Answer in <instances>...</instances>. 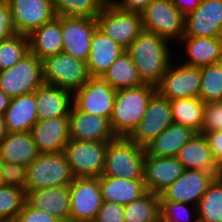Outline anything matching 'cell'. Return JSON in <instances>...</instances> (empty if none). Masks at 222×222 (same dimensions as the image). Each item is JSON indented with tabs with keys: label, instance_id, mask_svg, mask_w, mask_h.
Masks as SVG:
<instances>
[{
	"label": "cell",
	"instance_id": "1",
	"mask_svg": "<svg viewBox=\"0 0 222 222\" xmlns=\"http://www.w3.org/2000/svg\"><path fill=\"white\" fill-rule=\"evenodd\" d=\"M169 42V43H168ZM171 42L143 31L126 49L143 84L158 87L171 61Z\"/></svg>",
	"mask_w": 222,
	"mask_h": 222
},
{
	"label": "cell",
	"instance_id": "2",
	"mask_svg": "<svg viewBox=\"0 0 222 222\" xmlns=\"http://www.w3.org/2000/svg\"><path fill=\"white\" fill-rule=\"evenodd\" d=\"M157 88L143 84L116 91L110 124L116 137L128 138L143 118Z\"/></svg>",
	"mask_w": 222,
	"mask_h": 222
},
{
	"label": "cell",
	"instance_id": "3",
	"mask_svg": "<svg viewBox=\"0 0 222 222\" xmlns=\"http://www.w3.org/2000/svg\"><path fill=\"white\" fill-rule=\"evenodd\" d=\"M145 148L129 138L117 137L108 142L102 175L125 179H143Z\"/></svg>",
	"mask_w": 222,
	"mask_h": 222
},
{
	"label": "cell",
	"instance_id": "4",
	"mask_svg": "<svg viewBox=\"0 0 222 222\" xmlns=\"http://www.w3.org/2000/svg\"><path fill=\"white\" fill-rule=\"evenodd\" d=\"M74 180L71 167L63 152L40 153L27 167V188L29 190L69 185Z\"/></svg>",
	"mask_w": 222,
	"mask_h": 222
},
{
	"label": "cell",
	"instance_id": "5",
	"mask_svg": "<svg viewBox=\"0 0 222 222\" xmlns=\"http://www.w3.org/2000/svg\"><path fill=\"white\" fill-rule=\"evenodd\" d=\"M96 21L97 28L124 49L144 31L140 13L123 11L111 1L105 3Z\"/></svg>",
	"mask_w": 222,
	"mask_h": 222
},
{
	"label": "cell",
	"instance_id": "6",
	"mask_svg": "<svg viewBox=\"0 0 222 222\" xmlns=\"http://www.w3.org/2000/svg\"><path fill=\"white\" fill-rule=\"evenodd\" d=\"M43 82L71 91L81 88L91 77L87 64L65 53L42 60Z\"/></svg>",
	"mask_w": 222,
	"mask_h": 222
},
{
	"label": "cell",
	"instance_id": "7",
	"mask_svg": "<svg viewBox=\"0 0 222 222\" xmlns=\"http://www.w3.org/2000/svg\"><path fill=\"white\" fill-rule=\"evenodd\" d=\"M108 142L69 140L63 153L74 178H98L105 166Z\"/></svg>",
	"mask_w": 222,
	"mask_h": 222
},
{
	"label": "cell",
	"instance_id": "8",
	"mask_svg": "<svg viewBox=\"0 0 222 222\" xmlns=\"http://www.w3.org/2000/svg\"><path fill=\"white\" fill-rule=\"evenodd\" d=\"M141 16L145 31L155 33L172 43L174 39V42H180L184 36L185 16L172 0H153Z\"/></svg>",
	"mask_w": 222,
	"mask_h": 222
},
{
	"label": "cell",
	"instance_id": "9",
	"mask_svg": "<svg viewBox=\"0 0 222 222\" xmlns=\"http://www.w3.org/2000/svg\"><path fill=\"white\" fill-rule=\"evenodd\" d=\"M43 83L42 61L32 53L0 71V89L10 98L34 92Z\"/></svg>",
	"mask_w": 222,
	"mask_h": 222
},
{
	"label": "cell",
	"instance_id": "10",
	"mask_svg": "<svg viewBox=\"0 0 222 222\" xmlns=\"http://www.w3.org/2000/svg\"><path fill=\"white\" fill-rule=\"evenodd\" d=\"M69 188V222L95 221L103 203L99 179L74 178Z\"/></svg>",
	"mask_w": 222,
	"mask_h": 222
},
{
	"label": "cell",
	"instance_id": "11",
	"mask_svg": "<svg viewBox=\"0 0 222 222\" xmlns=\"http://www.w3.org/2000/svg\"><path fill=\"white\" fill-rule=\"evenodd\" d=\"M116 91L102 77H90L73 92V106L82 112L110 120Z\"/></svg>",
	"mask_w": 222,
	"mask_h": 222
},
{
	"label": "cell",
	"instance_id": "12",
	"mask_svg": "<svg viewBox=\"0 0 222 222\" xmlns=\"http://www.w3.org/2000/svg\"><path fill=\"white\" fill-rule=\"evenodd\" d=\"M172 123L170 100L157 91L152 96L143 118L128 138L138 146L145 148Z\"/></svg>",
	"mask_w": 222,
	"mask_h": 222
},
{
	"label": "cell",
	"instance_id": "13",
	"mask_svg": "<svg viewBox=\"0 0 222 222\" xmlns=\"http://www.w3.org/2000/svg\"><path fill=\"white\" fill-rule=\"evenodd\" d=\"M178 65V66H177ZM170 62L157 91L168 100L199 98L201 86L200 67Z\"/></svg>",
	"mask_w": 222,
	"mask_h": 222
},
{
	"label": "cell",
	"instance_id": "14",
	"mask_svg": "<svg viewBox=\"0 0 222 222\" xmlns=\"http://www.w3.org/2000/svg\"><path fill=\"white\" fill-rule=\"evenodd\" d=\"M61 22L63 53L86 62L89 56L96 19L56 16Z\"/></svg>",
	"mask_w": 222,
	"mask_h": 222
},
{
	"label": "cell",
	"instance_id": "15",
	"mask_svg": "<svg viewBox=\"0 0 222 222\" xmlns=\"http://www.w3.org/2000/svg\"><path fill=\"white\" fill-rule=\"evenodd\" d=\"M6 1L10 6L15 32L21 35H30L33 31L56 17L52 0Z\"/></svg>",
	"mask_w": 222,
	"mask_h": 222
},
{
	"label": "cell",
	"instance_id": "16",
	"mask_svg": "<svg viewBox=\"0 0 222 222\" xmlns=\"http://www.w3.org/2000/svg\"><path fill=\"white\" fill-rule=\"evenodd\" d=\"M215 178L211 172L185 169L182 175L159 195L160 201L183 202L197 206Z\"/></svg>",
	"mask_w": 222,
	"mask_h": 222
},
{
	"label": "cell",
	"instance_id": "17",
	"mask_svg": "<svg viewBox=\"0 0 222 222\" xmlns=\"http://www.w3.org/2000/svg\"><path fill=\"white\" fill-rule=\"evenodd\" d=\"M184 36L222 38V0H201L185 15Z\"/></svg>",
	"mask_w": 222,
	"mask_h": 222
},
{
	"label": "cell",
	"instance_id": "18",
	"mask_svg": "<svg viewBox=\"0 0 222 222\" xmlns=\"http://www.w3.org/2000/svg\"><path fill=\"white\" fill-rule=\"evenodd\" d=\"M68 120L70 140L111 142L117 138L107 118L82 112L72 106Z\"/></svg>",
	"mask_w": 222,
	"mask_h": 222
},
{
	"label": "cell",
	"instance_id": "19",
	"mask_svg": "<svg viewBox=\"0 0 222 222\" xmlns=\"http://www.w3.org/2000/svg\"><path fill=\"white\" fill-rule=\"evenodd\" d=\"M183 164L174 157L145 156L143 181L147 191L160 195L184 172Z\"/></svg>",
	"mask_w": 222,
	"mask_h": 222
},
{
	"label": "cell",
	"instance_id": "20",
	"mask_svg": "<svg viewBox=\"0 0 222 222\" xmlns=\"http://www.w3.org/2000/svg\"><path fill=\"white\" fill-rule=\"evenodd\" d=\"M39 153H60L70 140L68 116L38 119L30 130Z\"/></svg>",
	"mask_w": 222,
	"mask_h": 222
},
{
	"label": "cell",
	"instance_id": "21",
	"mask_svg": "<svg viewBox=\"0 0 222 222\" xmlns=\"http://www.w3.org/2000/svg\"><path fill=\"white\" fill-rule=\"evenodd\" d=\"M25 202L37 210L47 212L61 222H69V185L29 190L26 192Z\"/></svg>",
	"mask_w": 222,
	"mask_h": 222
},
{
	"label": "cell",
	"instance_id": "22",
	"mask_svg": "<svg viewBox=\"0 0 222 222\" xmlns=\"http://www.w3.org/2000/svg\"><path fill=\"white\" fill-rule=\"evenodd\" d=\"M124 49L116 41L96 28L90 44L89 56L86 61L91 77H102L110 65L123 53Z\"/></svg>",
	"mask_w": 222,
	"mask_h": 222
},
{
	"label": "cell",
	"instance_id": "23",
	"mask_svg": "<svg viewBox=\"0 0 222 222\" xmlns=\"http://www.w3.org/2000/svg\"><path fill=\"white\" fill-rule=\"evenodd\" d=\"M38 119L48 120L69 116L73 106V93L55 85L43 83L35 90Z\"/></svg>",
	"mask_w": 222,
	"mask_h": 222
},
{
	"label": "cell",
	"instance_id": "24",
	"mask_svg": "<svg viewBox=\"0 0 222 222\" xmlns=\"http://www.w3.org/2000/svg\"><path fill=\"white\" fill-rule=\"evenodd\" d=\"M98 179L103 202L126 205L148 192L143 179H125L105 175L99 176Z\"/></svg>",
	"mask_w": 222,
	"mask_h": 222
},
{
	"label": "cell",
	"instance_id": "25",
	"mask_svg": "<svg viewBox=\"0 0 222 222\" xmlns=\"http://www.w3.org/2000/svg\"><path fill=\"white\" fill-rule=\"evenodd\" d=\"M35 91L10 99L4 113L7 132H28L38 121Z\"/></svg>",
	"mask_w": 222,
	"mask_h": 222
},
{
	"label": "cell",
	"instance_id": "26",
	"mask_svg": "<svg viewBox=\"0 0 222 222\" xmlns=\"http://www.w3.org/2000/svg\"><path fill=\"white\" fill-rule=\"evenodd\" d=\"M187 62L182 64L190 67H202L222 61L221 37H191L183 36Z\"/></svg>",
	"mask_w": 222,
	"mask_h": 222
},
{
	"label": "cell",
	"instance_id": "27",
	"mask_svg": "<svg viewBox=\"0 0 222 222\" xmlns=\"http://www.w3.org/2000/svg\"><path fill=\"white\" fill-rule=\"evenodd\" d=\"M30 131L8 132L0 142V159L28 167L39 155Z\"/></svg>",
	"mask_w": 222,
	"mask_h": 222
},
{
	"label": "cell",
	"instance_id": "28",
	"mask_svg": "<svg viewBox=\"0 0 222 222\" xmlns=\"http://www.w3.org/2000/svg\"><path fill=\"white\" fill-rule=\"evenodd\" d=\"M177 159L183 164L184 169H195L219 175L220 167L215 163L208 142L202 133L194 136L181 147Z\"/></svg>",
	"mask_w": 222,
	"mask_h": 222
},
{
	"label": "cell",
	"instance_id": "29",
	"mask_svg": "<svg viewBox=\"0 0 222 222\" xmlns=\"http://www.w3.org/2000/svg\"><path fill=\"white\" fill-rule=\"evenodd\" d=\"M191 128L172 123L154 138L146 147L147 156L174 157L195 134Z\"/></svg>",
	"mask_w": 222,
	"mask_h": 222
},
{
	"label": "cell",
	"instance_id": "30",
	"mask_svg": "<svg viewBox=\"0 0 222 222\" xmlns=\"http://www.w3.org/2000/svg\"><path fill=\"white\" fill-rule=\"evenodd\" d=\"M28 39L30 53L41 61L63 52L61 22L56 17L33 31Z\"/></svg>",
	"mask_w": 222,
	"mask_h": 222
},
{
	"label": "cell",
	"instance_id": "31",
	"mask_svg": "<svg viewBox=\"0 0 222 222\" xmlns=\"http://www.w3.org/2000/svg\"><path fill=\"white\" fill-rule=\"evenodd\" d=\"M102 78L115 90L143 85L130 54L123 52L103 74Z\"/></svg>",
	"mask_w": 222,
	"mask_h": 222
},
{
	"label": "cell",
	"instance_id": "32",
	"mask_svg": "<svg viewBox=\"0 0 222 222\" xmlns=\"http://www.w3.org/2000/svg\"><path fill=\"white\" fill-rule=\"evenodd\" d=\"M170 104L174 123L201 133L205 103L200 98H177Z\"/></svg>",
	"mask_w": 222,
	"mask_h": 222
},
{
	"label": "cell",
	"instance_id": "33",
	"mask_svg": "<svg viewBox=\"0 0 222 222\" xmlns=\"http://www.w3.org/2000/svg\"><path fill=\"white\" fill-rule=\"evenodd\" d=\"M125 222H160V196L148 191L124 205Z\"/></svg>",
	"mask_w": 222,
	"mask_h": 222
},
{
	"label": "cell",
	"instance_id": "34",
	"mask_svg": "<svg viewBox=\"0 0 222 222\" xmlns=\"http://www.w3.org/2000/svg\"><path fill=\"white\" fill-rule=\"evenodd\" d=\"M198 222H222V180L216 177L197 204Z\"/></svg>",
	"mask_w": 222,
	"mask_h": 222
},
{
	"label": "cell",
	"instance_id": "35",
	"mask_svg": "<svg viewBox=\"0 0 222 222\" xmlns=\"http://www.w3.org/2000/svg\"><path fill=\"white\" fill-rule=\"evenodd\" d=\"M106 0H52L56 16L96 19Z\"/></svg>",
	"mask_w": 222,
	"mask_h": 222
},
{
	"label": "cell",
	"instance_id": "36",
	"mask_svg": "<svg viewBox=\"0 0 222 222\" xmlns=\"http://www.w3.org/2000/svg\"><path fill=\"white\" fill-rule=\"evenodd\" d=\"M199 98L204 102L222 101V61L200 67Z\"/></svg>",
	"mask_w": 222,
	"mask_h": 222
},
{
	"label": "cell",
	"instance_id": "37",
	"mask_svg": "<svg viewBox=\"0 0 222 222\" xmlns=\"http://www.w3.org/2000/svg\"><path fill=\"white\" fill-rule=\"evenodd\" d=\"M30 53L26 35L15 33L0 42V71L9 69Z\"/></svg>",
	"mask_w": 222,
	"mask_h": 222
},
{
	"label": "cell",
	"instance_id": "38",
	"mask_svg": "<svg viewBox=\"0 0 222 222\" xmlns=\"http://www.w3.org/2000/svg\"><path fill=\"white\" fill-rule=\"evenodd\" d=\"M25 199L24 190L12 186H0V221L15 222Z\"/></svg>",
	"mask_w": 222,
	"mask_h": 222
},
{
	"label": "cell",
	"instance_id": "39",
	"mask_svg": "<svg viewBox=\"0 0 222 222\" xmlns=\"http://www.w3.org/2000/svg\"><path fill=\"white\" fill-rule=\"evenodd\" d=\"M192 209L194 210V213ZM193 214L196 216H193ZM191 221L198 222L197 206L183 202L160 201V222Z\"/></svg>",
	"mask_w": 222,
	"mask_h": 222
},
{
	"label": "cell",
	"instance_id": "40",
	"mask_svg": "<svg viewBox=\"0 0 222 222\" xmlns=\"http://www.w3.org/2000/svg\"><path fill=\"white\" fill-rule=\"evenodd\" d=\"M3 185L17 187L22 190L27 188V167L20 164L3 162Z\"/></svg>",
	"mask_w": 222,
	"mask_h": 222
},
{
	"label": "cell",
	"instance_id": "41",
	"mask_svg": "<svg viewBox=\"0 0 222 222\" xmlns=\"http://www.w3.org/2000/svg\"><path fill=\"white\" fill-rule=\"evenodd\" d=\"M222 130V101L205 103L201 133Z\"/></svg>",
	"mask_w": 222,
	"mask_h": 222
},
{
	"label": "cell",
	"instance_id": "42",
	"mask_svg": "<svg viewBox=\"0 0 222 222\" xmlns=\"http://www.w3.org/2000/svg\"><path fill=\"white\" fill-rule=\"evenodd\" d=\"M96 222H125L124 205L103 202L95 219Z\"/></svg>",
	"mask_w": 222,
	"mask_h": 222
},
{
	"label": "cell",
	"instance_id": "43",
	"mask_svg": "<svg viewBox=\"0 0 222 222\" xmlns=\"http://www.w3.org/2000/svg\"><path fill=\"white\" fill-rule=\"evenodd\" d=\"M15 222H61V221L51 216L45 211H40L31 207L25 202Z\"/></svg>",
	"mask_w": 222,
	"mask_h": 222
},
{
	"label": "cell",
	"instance_id": "44",
	"mask_svg": "<svg viewBox=\"0 0 222 222\" xmlns=\"http://www.w3.org/2000/svg\"><path fill=\"white\" fill-rule=\"evenodd\" d=\"M15 33L10 6L6 0H0V42Z\"/></svg>",
	"mask_w": 222,
	"mask_h": 222
},
{
	"label": "cell",
	"instance_id": "45",
	"mask_svg": "<svg viewBox=\"0 0 222 222\" xmlns=\"http://www.w3.org/2000/svg\"><path fill=\"white\" fill-rule=\"evenodd\" d=\"M203 135L208 142L215 163L222 167V130L206 131Z\"/></svg>",
	"mask_w": 222,
	"mask_h": 222
},
{
	"label": "cell",
	"instance_id": "46",
	"mask_svg": "<svg viewBox=\"0 0 222 222\" xmlns=\"http://www.w3.org/2000/svg\"><path fill=\"white\" fill-rule=\"evenodd\" d=\"M153 0H112L119 9L127 12L142 13Z\"/></svg>",
	"mask_w": 222,
	"mask_h": 222
},
{
	"label": "cell",
	"instance_id": "47",
	"mask_svg": "<svg viewBox=\"0 0 222 222\" xmlns=\"http://www.w3.org/2000/svg\"><path fill=\"white\" fill-rule=\"evenodd\" d=\"M176 8L185 16L194 11L201 3V0H172Z\"/></svg>",
	"mask_w": 222,
	"mask_h": 222
},
{
	"label": "cell",
	"instance_id": "48",
	"mask_svg": "<svg viewBox=\"0 0 222 222\" xmlns=\"http://www.w3.org/2000/svg\"><path fill=\"white\" fill-rule=\"evenodd\" d=\"M10 99L11 98L0 89V116H4V113L9 106Z\"/></svg>",
	"mask_w": 222,
	"mask_h": 222
},
{
	"label": "cell",
	"instance_id": "49",
	"mask_svg": "<svg viewBox=\"0 0 222 222\" xmlns=\"http://www.w3.org/2000/svg\"><path fill=\"white\" fill-rule=\"evenodd\" d=\"M6 123L3 116H0V142L7 135Z\"/></svg>",
	"mask_w": 222,
	"mask_h": 222
},
{
	"label": "cell",
	"instance_id": "50",
	"mask_svg": "<svg viewBox=\"0 0 222 222\" xmlns=\"http://www.w3.org/2000/svg\"><path fill=\"white\" fill-rule=\"evenodd\" d=\"M2 160L0 159V186L3 185V177H2Z\"/></svg>",
	"mask_w": 222,
	"mask_h": 222
},
{
	"label": "cell",
	"instance_id": "51",
	"mask_svg": "<svg viewBox=\"0 0 222 222\" xmlns=\"http://www.w3.org/2000/svg\"><path fill=\"white\" fill-rule=\"evenodd\" d=\"M218 177L222 180V167H220V170H219V175Z\"/></svg>",
	"mask_w": 222,
	"mask_h": 222
}]
</instances>
